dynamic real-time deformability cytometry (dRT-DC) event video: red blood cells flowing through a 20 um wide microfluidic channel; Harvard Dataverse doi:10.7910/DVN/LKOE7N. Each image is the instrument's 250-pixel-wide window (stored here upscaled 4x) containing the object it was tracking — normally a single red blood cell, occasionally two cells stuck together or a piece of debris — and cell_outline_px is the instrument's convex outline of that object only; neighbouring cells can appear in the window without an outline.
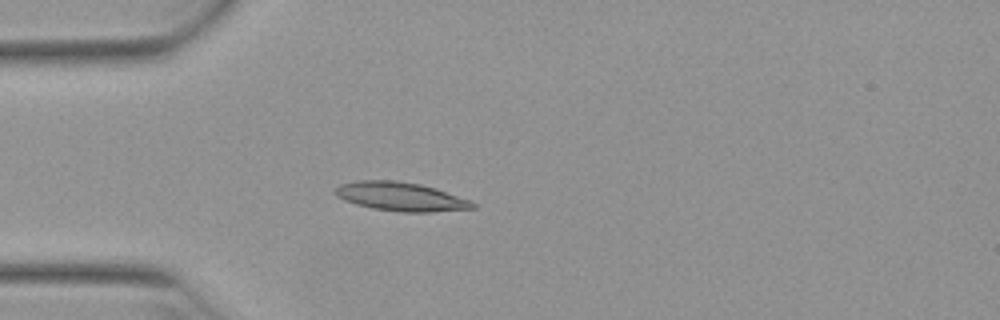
{"species": "Egyptian fruit bat (a non-hibernating species)", "species_latin": "Rousettus aegyptiacus", "temperature_condition": "warm", "stored_images_in_passage": 34, "camera_frame_rate_fps": 3000, "um_per_image_px": 0.085, "animal": {"sex": "female"}, "frame": {"image": 1, "passage_image": 7, "time_ms": 2.0, "image_size_px": [1000, 320], "cell_outline_px": [[476, 208], [432, 212], [400, 212], [372, 208], [356, 204], [344, 200], [336, 196], [332, 192], [340, 184], [356, 180], [396, 180], [420, 184], [436, 188], [468, 200], [476, 204]], "centroid_in_image_um": [34.02, 16.71], "position_along_channel_um": 51.0, "area_um2": 23.12}}
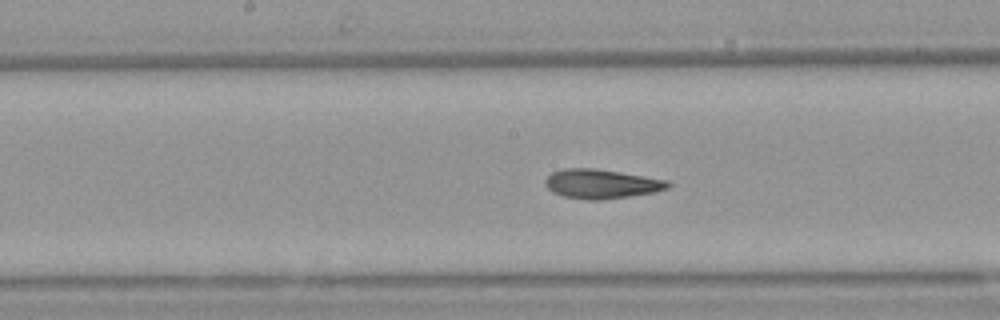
{"frame": {"image": 2, "passage_image": 19, "time_ms": 6.0, "image_size_px": [1000, 320], "cell_outline_px": [[672, 184], [668, 188], [652, 192], [628, 196], [600, 200], [588, 200], [564, 196], [552, 192], [544, 184], [544, 180], [552, 172], [564, 168], [596, 168], [668, 180]], "centroid_in_image_um": [51.09, 15.62], "position_along_channel_um": 197.1, "area_um2": 20.87}}
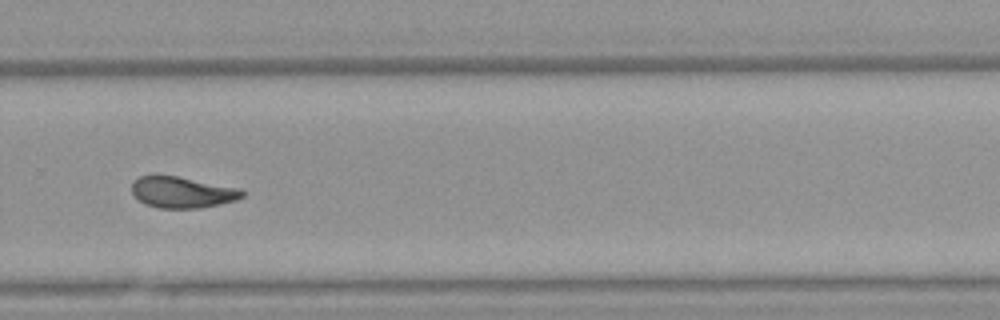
{"frame": {"image": 3, "passage_image": 28, "time_ms": 9.0, "image_size_px": [1000, 320], "cell_outline_px": [[248, 192], [244, 196], [236, 200], [220, 204], [200, 208], [160, 208], [144, 204], [132, 192], [132, 180], [140, 176], [156, 172], [240, 188]], "centroid_in_image_um": [15.47, 16.31], "position_along_channel_um": 314.3, "area_um2": 20.63}, "authors_computed_cell_mechanics": {"area_um2": 20.808, "velocity_mm_per_s": 3.9265, "shape_relaxation_time_tau1_ms": null, "shape_relaxation_time_tau2_ms": 2.3649, "deformation_change_tau1": null, "deformation_change_tau2": 0.09}}